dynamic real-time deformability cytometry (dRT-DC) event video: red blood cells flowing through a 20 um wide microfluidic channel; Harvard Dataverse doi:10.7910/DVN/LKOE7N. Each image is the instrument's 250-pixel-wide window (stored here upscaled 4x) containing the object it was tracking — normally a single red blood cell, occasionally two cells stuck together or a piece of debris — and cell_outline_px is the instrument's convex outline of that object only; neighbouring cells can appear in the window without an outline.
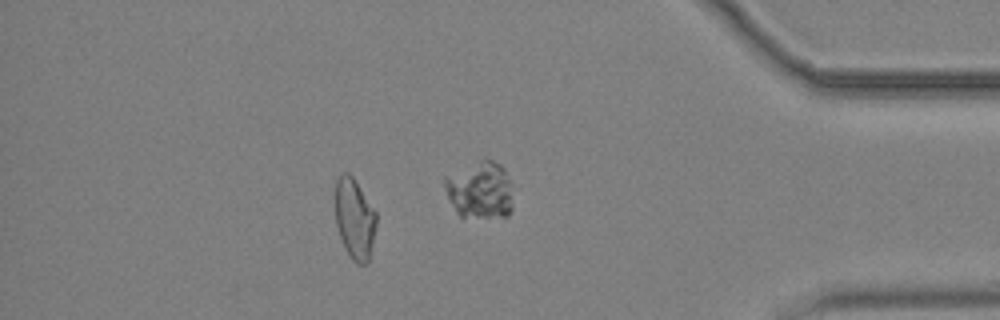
{"species": "common noctule bat (a hibernating species)", "species_latin": "Nyctalus noctula", "temperature_condition": "cold", "stored_images_in_passage": 48, "camera_frame_rate_fps": 3000, "um_per_image_px": 0.085, "animal": {"sex": "male", "body_mass_g": 19.2, "forearm_length_mm": 51.8}, "frame": {"image": 1, "passage_image": 41, "time_ms": 13.333, "image_size_px": [1000, 320], "cell_outline_px": [[376, 224], [368, 264], [356, 264], [352, 260], [340, 236], [336, 224], [336, 180], [340, 172], [348, 172], [352, 176], [376, 212]], "centroid_in_image_um": [30.14, 18.59], "position_along_channel_um": 405.1, "area_um2": 19.02}, "authors_computed_cell_mechanics": {"area_um2": 19.7676, "velocity_mm_per_s": 3.6922, "shape_relaxation_time_tau1_ms": null, "shape_relaxation_time_tau2_ms": 5.3003, "deformation_change_tau1": null, "deformation_change_tau2": 0.1044}}